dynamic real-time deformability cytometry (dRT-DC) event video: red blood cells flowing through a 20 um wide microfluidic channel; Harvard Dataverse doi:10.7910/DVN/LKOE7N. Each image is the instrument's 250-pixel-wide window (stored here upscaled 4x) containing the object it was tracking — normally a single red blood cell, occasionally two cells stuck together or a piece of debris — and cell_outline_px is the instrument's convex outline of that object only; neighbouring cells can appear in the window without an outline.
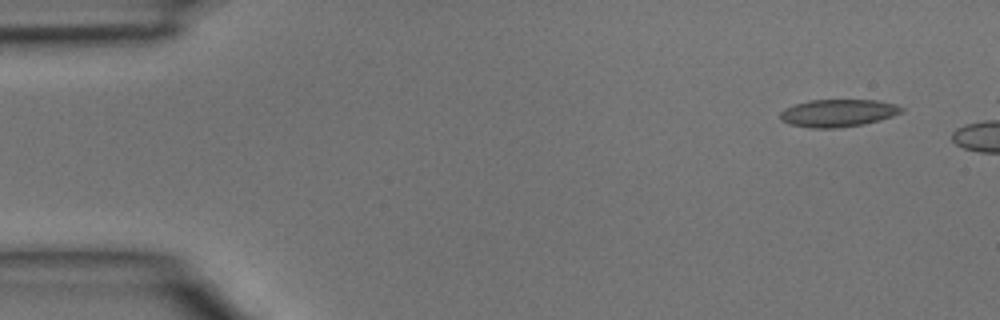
{"species": "common noctule bat (a hibernating species)", "species_latin": "Nyctalus noctula", "temperature_condition": "room temperature", "stored_images_in_passage": 8, "camera_frame_rate_fps": 3000, "um_per_image_px": 0.085, "animal": {"sex": "male", "body_mass_g": 15.6}, "frame": {"image": 1, "passage_image": 1, "time_ms": 0.0, "image_size_px": [1000, 320], "cell_outline_px": [[904, 112], [880, 120], [864, 124], [836, 128], [812, 128], [788, 124], [780, 120], [780, 112], [784, 108], [808, 100], [876, 100], [896, 104], [904, 108]], "centroid_in_image_um": [71.23, 9.61], "position_along_channel_um": 13.8, "area_um2": 19.59}}
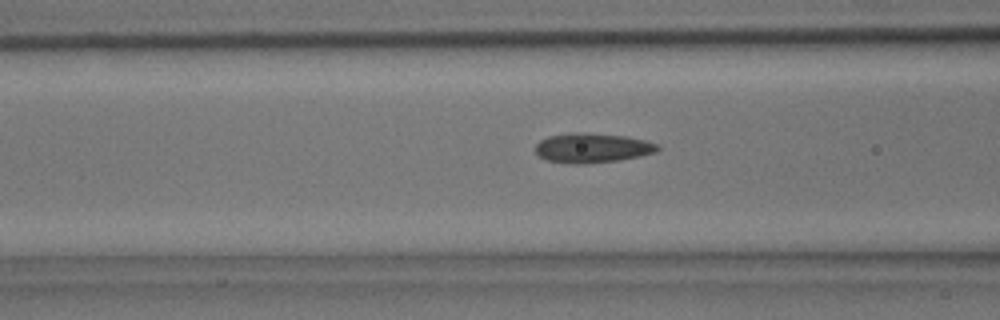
{"frame": {"image": 2, "passage_image": 6, "time_ms": 1.667, "image_size_px": [1000, 320], "cell_outline_px": [[660, 148], [656, 152], [640, 156], [616, 160], [584, 164], [572, 164], [548, 160], [540, 156], [536, 152], [536, 144], [540, 140], [548, 136], [572, 132], [580, 132], [628, 136], [644, 140], [656, 144]], "centroid_in_image_um": [50.33, 12.56], "position_along_channel_um": 116.3, "area_um2": 20.98}}